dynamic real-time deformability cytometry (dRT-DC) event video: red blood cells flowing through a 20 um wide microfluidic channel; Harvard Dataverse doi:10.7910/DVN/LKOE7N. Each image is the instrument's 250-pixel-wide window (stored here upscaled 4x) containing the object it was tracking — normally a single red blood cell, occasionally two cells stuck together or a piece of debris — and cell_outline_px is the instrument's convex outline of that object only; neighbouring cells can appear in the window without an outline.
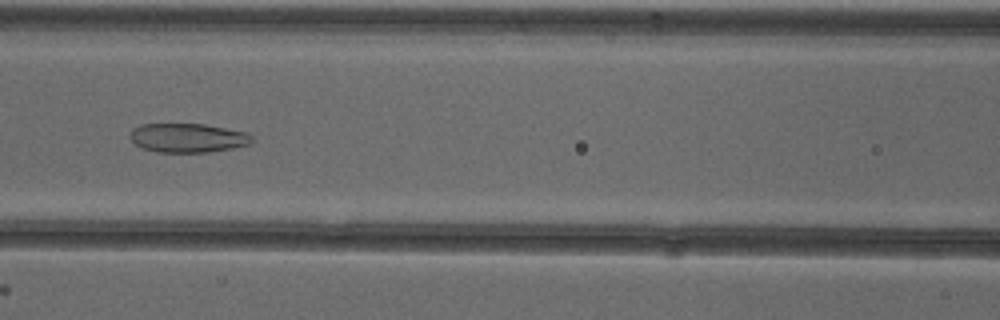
{"species": "common noctule bat (a hibernating species)", "species_latin": "Nyctalus noctula", "temperature_condition": "cold", "stored_images_in_passage": 49, "camera_frame_rate_fps": 3000, "um_per_image_px": 0.085, "animal": {"sex": "female"}, "frame": {"image": 1, "passage_image": 20, "time_ms": 6.333, "image_size_px": [1000, 320], "cell_outline_px": [[252, 144], [232, 148], [208, 152], [156, 152], [144, 148], [136, 144], [128, 136], [132, 128], [140, 124], [204, 124], [248, 132], [252, 136]], "centroid_in_image_um": [15.97, 11.71], "position_along_channel_um": 150.6, "area_um2": 20.75}}
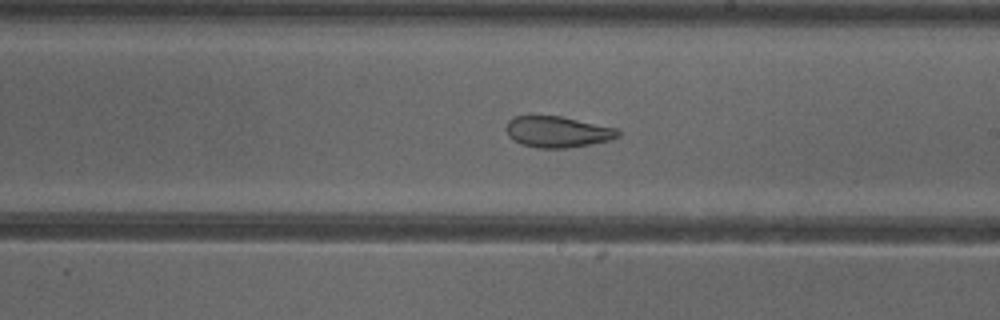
{"frame": {"image": 2, "passage_image": 27, "time_ms": 8.667, "image_size_px": [1000, 320], "cell_outline_px": [[620, 136], [612, 140], [564, 148], [540, 148], [520, 144], [508, 136], [504, 128], [508, 120], [512, 116], [560, 116], [616, 128], [620, 132]], "centroid_in_image_um": [47.35, 11.2], "position_along_channel_um": 241.7, "area_um2": 20.29}}
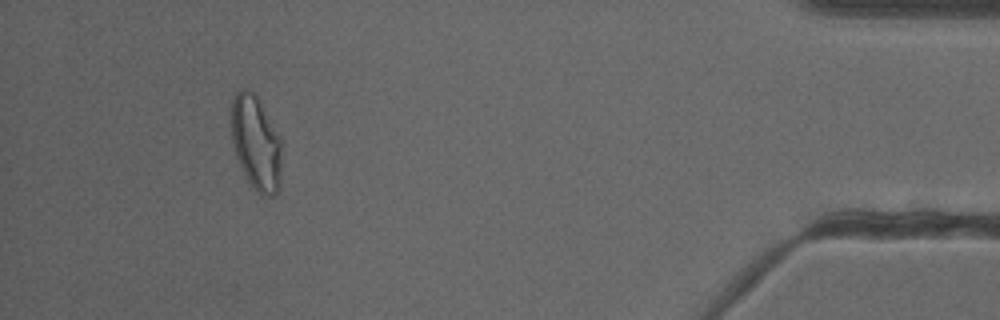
{"frame": {"image": 3, "passage_image": 45, "time_ms": 14.667, "image_size_px": [1000, 320], "cell_outline_px": [[280, 188], [272, 196], [260, 196], [256, 192], [248, 180], [236, 156], [232, 144], [228, 112], [232, 96], [236, 92], [244, 88], [252, 92], [260, 100], [280, 136]], "centroid_in_image_um": [21.71, 12.1], "position_along_channel_um": 413.5, "area_um2": 28.32}, "authors_computed_cell_mechanics": {"area_um2": 25.143, "velocity_mm_per_s": 3.911, "shape_relaxation_time_tau1_ms": null, "shape_relaxation_time_tau2_ms": 1.8638, "deformation_change_tau1": null, "deformation_change_tau2": 0.0706}}